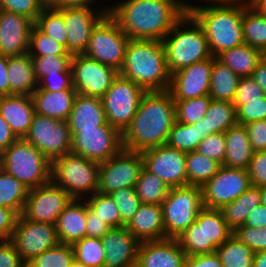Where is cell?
<instances>
[{
    "instance_id": "obj_35",
    "label": "cell",
    "mask_w": 266,
    "mask_h": 267,
    "mask_svg": "<svg viewBox=\"0 0 266 267\" xmlns=\"http://www.w3.org/2000/svg\"><path fill=\"white\" fill-rule=\"evenodd\" d=\"M223 267H253L255 253L233 234L216 249Z\"/></svg>"
},
{
    "instance_id": "obj_50",
    "label": "cell",
    "mask_w": 266,
    "mask_h": 267,
    "mask_svg": "<svg viewBox=\"0 0 266 267\" xmlns=\"http://www.w3.org/2000/svg\"><path fill=\"white\" fill-rule=\"evenodd\" d=\"M121 214L122 226H126L142 204L135 187L121 188L109 194Z\"/></svg>"
},
{
    "instance_id": "obj_55",
    "label": "cell",
    "mask_w": 266,
    "mask_h": 267,
    "mask_svg": "<svg viewBox=\"0 0 266 267\" xmlns=\"http://www.w3.org/2000/svg\"><path fill=\"white\" fill-rule=\"evenodd\" d=\"M265 94L264 90L250 76L242 77L237 86L233 104L237 109L245 101L260 100Z\"/></svg>"
},
{
    "instance_id": "obj_37",
    "label": "cell",
    "mask_w": 266,
    "mask_h": 267,
    "mask_svg": "<svg viewBox=\"0 0 266 267\" xmlns=\"http://www.w3.org/2000/svg\"><path fill=\"white\" fill-rule=\"evenodd\" d=\"M205 122L209 134L226 132L235 126L237 117L233 102L212 99L205 115Z\"/></svg>"
},
{
    "instance_id": "obj_56",
    "label": "cell",
    "mask_w": 266,
    "mask_h": 267,
    "mask_svg": "<svg viewBox=\"0 0 266 267\" xmlns=\"http://www.w3.org/2000/svg\"><path fill=\"white\" fill-rule=\"evenodd\" d=\"M247 172L250 177L251 186H266V151L254 152Z\"/></svg>"
},
{
    "instance_id": "obj_43",
    "label": "cell",
    "mask_w": 266,
    "mask_h": 267,
    "mask_svg": "<svg viewBox=\"0 0 266 267\" xmlns=\"http://www.w3.org/2000/svg\"><path fill=\"white\" fill-rule=\"evenodd\" d=\"M202 137H199L198 122L185 124L175 121L166 145L185 153L197 150Z\"/></svg>"
},
{
    "instance_id": "obj_31",
    "label": "cell",
    "mask_w": 266,
    "mask_h": 267,
    "mask_svg": "<svg viewBox=\"0 0 266 267\" xmlns=\"http://www.w3.org/2000/svg\"><path fill=\"white\" fill-rule=\"evenodd\" d=\"M264 55L261 50L243 43L223 51L216 58L242 78L251 76Z\"/></svg>"
},
{
    "instance_id": "obj_4",
    "label": "cell",
    "mask_w": 266,
    "mask_h": 267,
    "mask_svg": "<svg viewBox=\"0 0 266 267\" xmlns=\"http://www.w3.org/2000/svg\"><path fill=\"white\" fill-rule=\"evenodd\" d=\"M188 12L202 26L214 57L244 43L243 6L198 4Z\"/></svg>"
},
{
    "instance_id": "obj_16",
    "label": "cell",
    "mask_w": 266,
    "mask_h": 267,
    "mask_svg": "<svg viewBox=\"0 0 266 267\" xmlns=\"http://www.w3.org/2000/svg\"><path fill=\"white\" fill-rule=\"evenodd\" d=\"M72 199L63 188L50 181L28 191L20 215L34 222L56 225L59 215Z\"/></svg>"
},
{
    "instance_id": "obj_14",
    "label": "cell",
    "mask_w": 266,
    "mask_h": 267,
    "mask_svg": "<svg viewBox=\"0 0 266 267\" xmlns=\"http://www.w3.org/2000/svg\"><path fill=\"white\" fill-rule=\"evenodd\" d=\"M251 186L247 169L220 166L202 188L203 206L220 209L236 200Z\"/></svg>"
},
{
    "instance_id": "obj_22",
    "label": "cell",
    "mask_w": 266,
    "mask_h": 267,
    "mask_svg": "<svg viewBox=\"0 0 266 267\" xmlns=\"http://www.w3.org/2000/svg\"><path fill=\"white\" fill-rule=\"evenodd\" d=\"M100 239L105 253L103 267H136L141 242L126 226L113 227Z\"/></svg>"
},
{
    "instance_id": "obj_33",
    "label": "cell",
    "mask_w": 266,
    "mask_h": 267,
    "mask_svg": "<svg viewBox=\"0 0 266 267\" xmlns=\"http://www.w3.org/2000/svg\"><path fill=\"white\" fill-rule=\"evenodd\" d=\"M241 77L213 56L209 96L213 100L233 102Z\"/></svg>"
},
{
    "instance_id": "obj_44",
    "label": "cell",
    "mask_w": 266,
    "mask_h": 267,
    "mask_svg": "<svg viewBox=\"0 0 266 267\" xmlns=\"http://www.w3.org/2000/svg\"><path fill=\"white\" fill-rule=\"evenodd\" d=\"M176 239L187 256L205 254L204 208L198 213L196 221Z\"/></svg>"
},
{
    "instance_id": "obj_12",
    "label": "cell",
    "mask_w": 266,
    "mask_h": 267,
    "mask_svg": "<svg viewBox=\"0 0 266 267\" xmlns=\"http://www.w3.org/2000/svg\"><path fill=\"white\" fill-rule=\"evenodd\" d=\"M71 132L67 121L34 114L24 137L51 162L71 152Z\"/></svg>"
},
{
    "instance_id": "obj_46",
    "label": "cell",
    "mask_w": 266,
    "mask_h": 267,
    "mask_svg": "<svg viewBox=\"0 0 266 267\" xmlns=\"http://www.w3.org/2000/svg\"><path fill=\"white\" fill-rule=\"evenodd\" d=\"M75 263L72 245L58 243L36 256L27 267H72Z\"/></svg>"
},
{
    "instance_id": "obj_49",
    "label": "cell",
    "mask_w": 266,
    "mask_h": 267,
    "mask_svg": "<svg viewBox=\"0 0 266 267\" xmlns=\"http://www.w3.org/2000/svg\"><path fill=\"white\" fill-rule=\"evenodd\" d=\"M34 64L36 80L39 82L47 75L60 74V72L71 71L72 56H40L31 57Z\"/></svg>"
},
{
    "instance_id": "obj_67",
    "label": "cell",
    "mask_w": 266,
    "mask_h": 267,
    "mask_svg": "<svg viewBox=\"0 0 266 267\" xmlns=\"http://www.w3.org/2000/svg\"><path fill=\"white\" fill-rule=\"evenodd\" d=\"M250 77L262 87L266 94V54L259 61L257 67L252 72Z\"/></svg>"
},
{
    "instance_id": "obj_66",
    "label": "cell",
    "mask_w": 266,
    "mask_h": 267,
    "mask_svg": "<svg viewBox=\"0 0 266 267\" xmlns=\"http://www.w3.org/2000/svg\"><path fill=\"white\" fill-rule=\"evenodd\" d=\"M95 0H48V4L54 8L61 7H91L95 8ZM94 3V4H93ZM94 6V7H92Z\"/></svg>"
},
{
    "instance_id": "obj_38",
    "label": "cell",
    "mask_w": 266,
    "mask_h": 267,
    "mask_svg": "<svg viewBox=\"0 0 266 267\" xmlns=\"http://www.w3.org/2000/svg\"><path fill=\"white\" fill-rule=\"evenodd\" d=\"M244 43L266 54V16L259 9L244 8Z\"/></svg>"
},
{
    "instance_id": "obj_28",
    "label": "cell",
    "mask_w": 266,
    "mask_h": 267,
    "mask_svg": "<svg viewBox=\"0 0 266 267\" xmlns=\"http://www.w3.org/2000/svg\"><path fill=\"white\" fill-rule=\"evenodd\" d=\"M67 122L70 131L108 124L101 98L77 94Z\"/></svg>"
},
{
    "instance_id": "obj_18",
    "label": "cell",
    "mask_w": 266,
    "mask_h": 267,
    "mask_svg": "<svg viewBox=\"0 0 266 267\" xmlns=\"http://www.w3.org/2000/svg\"><path fill=\"white\" fill-rule=\"evenodd\" d=\"M143 168L170 188L187 186L186 153L166 144L141 152Z\"/></svg>"
},
{
    "instance_id": "obj_73",
    "label": "cell",
    "mask_w": 266,
    "mask_h": 267,
    "mask_svg": "<svg viewBox=\"0 0 266 267\" xmlns=\"http://www.w3.org/2000/svg\"><path fill=\"white\" fill-rule=\"evenodd\" d=\"M261 204L266 207V186L260 187Z\"/></svg>"
},
{
    "instance_id": "obj_13",
    "label": "cell",
    "mask_w": 266,
    "mask_h": 267,
    "mask_svg": "<svg viewBox=\"0 0 266 267\" xmlns=\"http://www.w3.org/2000/svg\"><path fill=\"white\" fill-rule=\"evenodd\" d=\"M142 169L141 152L122 148L113 157L100 163L97 192L109 195L121 188L135 187Z\"/></svg>"
},
{
    "instance_id": "obj_7",
    "label": "cell",
    "mask_w": 266,
    "mask_h": 267,
    "mask_svg": "<svg viewBox=\"0 0 266 267\" xmlns=\"http://www.w3.org/2000/svg\"><path fill=\"white\" fill-rule=\"evenodd\" d=\"M0 167L29 190L50 182L51 162L25 138L0 154Z\"/></svg>"
},
{
    "instance_id": "obj_30",
    "label": "cell",
    "mask_w": 266,
    "mask_h": 267,
    "mask_svg": "<svg viewBox=\"0 0 266 267\" xmlns=\"http://www.w3.org/2000/svg\"><path fill=\"white\" fill-rule=\"evenodd\" d=\"M226 156L223 166L247 169L254 151L244 125L236 124L225 132Z\"/></svg>"
},
{
    "instance_id": "obj_36",
    "label": "cell",
    "mask_w": 266,
    "mask_h": 267,
    "mask_svg": "<svg viewBox=\"0 0 266 267\" xmlns=\"http://www.w3.org/2000/svg\"><path fill=\"white\" fill-rule=\"evenodd\" d=\"M220 164L207 156L192 151L186 153L187 185L202 187L220 168Z\"/></svg>"
},
{
    "instance_id": "obj_48",
    "label": "cell",
    "mask_w": 266,
    "mask_h": 267,
    "mask_svg": "<svg viewBox=\"0 0 266 267\" xmlns=\"http://www.w3.org/2000/svg\"><path fill=\"white\" fill-rule=\"evenodd\" d=\"M85 201L111 228L122 226L120 211L110 195L95 192L87 197Z\"/></svg>"
},
{
    "instance_id": "obj_62",
    "label": "cell",
    "mask_w": 266,
    "mask_h": 267,
    "mask_svg": "<svg viewBox=\"0 0 266 267\" xmlns=\"http://www.w3.org/2000/svg\"><path fill=\"white\" fill-rule=\"evenodd\" d=\"M186 267H223L216 252L187 256Z\"/></svg>"
},
{
    "instance_id": "obj_34",
    "label": "cell",
    "mask_w": 266,
    "mask_h": 267,
    "mask_svg": "<svg viewBox=\"0 0 266 267\" xmlns=\"http://www.w3.org/2000/svg\"><path fill=\"white\" fill-rule=\"evenodd\" d=\"M205 254L216 252L232 234L233 230L223 219L219 209L204 207Z\"/></svg>"
},
{
    "instance_id": "obj_1",
    "label": "cell",
    "mask_w": 266,
    "mask_h": 267,
    "mask_svg": "<svg viewBox=\"0 0 266 267\" xmlns=\"http://www.w3.org/2000/svg\"><path fill=\"white\" fill-rule=\"evenodd\" d=\"M186 13L177 0H120L110 10L130 39L160 41Z\"/></svg>"
},
{
    "instance_id": "obj_75",
    "label": "cell",
    "mask_w": 266,
    "mask_h": 267,
    "mask_svg": "<svg viewBox=\"0 0 266 267\" xmlns=\"http://www.w3.org/2000/svg\"><path fill=\"white\" fill-rule=\"evenodd\" d=\"M76 267H86V266H81V265L76 264Z\"/></svg>"
},
{
    "instance_id": "obj_23",
    "label": "cell",
    "mask_w": 266,
    "mask_h": 267,
    "mask_svg": "<svg viewBox=\"0 0 266 267\" xmlns=\"http://www.w3.org/2000/svg\"><path fill=\"white\" fill-rule=\"evenodd\" d=\"M186 258L177 239L142 241L136 267H186Z\"/></svg>"
},
{
    "instance_id": "obj_29",
    "label": "cell",
    "mask_w": 266,
    "mask_h": 267,
    "mask_svg": "<svg viewBox=\"0 0 266 267\" xmlns=\"http://www.w3.org/2000/svg\"><path fill=\"white\" fill-rule=\"evenodd\" d=\"M9 95H31L38 87L34 64L26 53L8 57Z\"/></svg>"
},
{
    "instance_id": "obj_2",
    "label": "cell",
    "mask_w": 266,
    "mask_h": 267,
    "mask_svg": "<svg viewBox=\"0 0 266 267\" xmlns=\"http://www.w3.org/2000/svg\"><path fill=\"white\" fill-rule=\"evenodd\" d=\"M176 121L175 101L166 91L146 92L130 125L122 133L124 149L142 152L166 144Z\"/></svg>"
},
{
    "instance_id": "obj_19",
    "label": "cell",
    "mask_w": 266,
    "mask_h": 267,
    "mask_svg": "<svg viewBox=\"0 0 266 267\" xmlns=\"http://www.w3.org/2000/svg\"><path fill=\"white\" fill-rule=\"evenodd\" d=\"M97 8L63 7V19L67 28V51L70 54H83L93 29L110 14L111 5H102L99 10Z\"/></svg>"
},
{
    "instance_id": "obj_17",
    "label": "cell",
    "mask_w": 266,
    "mask_h": 267,
    "mask_svg": "<svg viewBox=\"0 0 266 267\" xmlns=\"http://www.w3.org/2000/svg\"><path fill=\"white\" fill-rule=\"evenodd\" d=\"M73 87L77 94L102 97L112 85L119 71L83 54L71 59Z\"/></svg>"
},
{
    "instance_id": "obj_10",
    "label": "cell",
    "mask_w": 266,
    "mask_h": 267,
    "mask_svg": "<svg viewBox=\"0 0 266 267\" xmlns=\"http://www.w3.org/2000/svg\"><path fill=\"white\" fill-rule=\"evenodd\" d=\"M146 91L120 74L101 97L107 123L121 133L130 125Z\"/></svg>"
},
{
    "instance_id": "obj_71",
    "label": "cell",
    "mask_w": 266,
    "mask_h": 267,
    "mask_svg": "<svg viewBox=\"0 0 266 267\" xmlns=\"http://www.w3.org/2000/svg\"><path fill=\"white\" fill-rule=\"evenodd\" d=\"M198 131H199V137H202V140L210 135L207 131L205 117L202 120L198 121Z\"/></svg>"
},
{
    "instance_id": "obj_3",
    "label": "cell",
    "mask_w": 266,
    "mask_h": 267,
    "mask_svg": "<svg viewBox=\"0 0 266 267\" xmlns=\"http://www.w3.org/2000/svg\"><path fill=\"white\" fill-rule=\"evenodd\" d=\"M119 74L132 80L146 92L168 90L171 75L163 42L130 39Z\"/></svg>"
},
{
    "instance_id": "obj_61",
    "label": "cell",
    "mask_w": 266,
    "mask_h": 267,
    "mask_svg": "<svg viewBox=\"0 0 266 267\" xmlns=\"http://www.w3.org/2000/svg\"><path fill=\"white\" fill-rule=\"evenodd\" d=\"M18 216L14 210L0 206V241L11 239Z\"/></svg>"
},
{
    "instance_id": "obj_53",
    "label": "cell",
    "mask_w": 266,
    "mask_h": 267,
    "mask_svg": "<svg viewBox=\"0 0 266 267\" xmlns=\"http://www.w3.org/2000/svg\"><path fill=\"white\" fill-rule=\"evenodd\" d=\"M237 123L241 125L266 120V95L260 100L245 101L236 109Z\"/></svg>"
},
{
    "instance_id": "obj_68",
    "label": "cell",
    "mask_w": 266,
    "mask_h": 267,
    "mask_svg": "<svg viewBox=\"0 0 266 267\" xmlns=\"http://www.w3.org/2000/svg\"><path fill=\"white\" fill-rule=\"evenodd\" d=\"M253 267H266V250L255 253Z\"/></svg>"
},
{
    "instance_id": "obj_26",
    "label": "cell",
    "mask_w": 266,
    "mask_h": 267,
    "mask_svg": "<svg viewBox=\"0 0 266 267\" xmlns=\"http://www.w3.org/2000/svg\"><path fill=\"white\" fill-rule=\"evenodd\" d=\"M77 95L75 89L58 92L38 88L31 94L36 114L67 121Z\"/></svg>"
},
{
    "instance_id": "obj_69",
    "label": "cell",
    "mask_w": 266,
    "mask_h": 267,
    "mask_svg": "<svg viewBox=\"0 0 266 267\" xmlns=\"http://www.w3.org/2000/svg\"><path fill=\"white\" fill-rule=\"evenodd\" d=\"M211 5H239L243 6L245 0H205Z\"/></svg>"
},
{
    "instance_id": "obj_70",
    "label": "cell",
    "mask_w": 266,
    "mask_h": 267,
    "mask_svg": "<svg viewBox=\"0 0 266 267\" xmlns=\"http://www.w3.org/2000/svg\"><path fill=\"white\" fill-rule=\"evenodd\" d=\"M266 4V0H245L243 7L247 9H261Z\"/></svg>"
},
{
    "instance_id": "obj_39",
    "label": "cell",
    "mask_w": 266,
    "mask_h": 267,
    "mask_svg": "<svg viewBox=\"0 0 266 267\" xmlns=\"http://www.w3.org/2000/svg\"><path fill=\"white\" fill-rule=\"evenodd\" d=\"M29 189L0 167V206L22 213Z\"/></svg>"
},
{
    "instance_id": "obj_64",
    "label": "cell",
    "mask_w": 266,
    "mask_h": 267,
    "mask_svg": "<svg viewBox=\"0 0 266 267\" xmlns=\"http://www.w3.org/2000/svg\"><path fill=\"white\" fill-rule=\"evenodd\" d=\"M18 138L12 132L9 124L0 115V154L12 145Z\"/></svg>"
},
{
    "instance_id": "obj_45",
    "label": "cell",
    "mask_w": 266,
    "mask_h": 267,
    "mask_svg": "<svg viewBox=\"0 0 266 267\" xmlns=\"http://www.w3.org/2000/svg\"><path fill=\"white\" fill-rule=\"evenodd\" d=\"M211 100L209 95L186 100H174L176 121L185 124L197 123L205 117Z\"/></svg>"
},
{
    "instance_id": "obj_21",
    "label": "cell",
    "mask_w": 266,
    "mask_h": 267,
    "mask_svg": "<svg viewBox=\"0 0 266 267\" xmlns=\"http://www.w3.org/2000/svg\"><path fill=\"white\" fill-rule=\"evenodd\" d=\"M34 24L23 15L0 9V54L12 57L28 53Z\"/></svg>"
},
{
    "instance_id": "obj_42",
    "label": "cell",
    "mask_w": 266,
    "mask_h": 267,
    "mask_svg": "<svg viewBox=\"0 0 266 267\" xmlns=\"http://www.w3.org/2000/svg\"><path fill=\"white\" fill-rule=\"evenodd\" d=\"M75 263L86 267H103L104 247L98 237H84L73 245Z\"/></svg>"
},
{
    "instance_id": "obj_63",
    "label": "cell",
    "mask_w": 266,
    "mask_h": 267,
    "mask_svg": "<svg viewBox=\"0 0 266 267\" xmlns=\"http://www.w3.org/2000/svg\"><path fill=\"white\" fill-rule=\"evenodd\" d=\"M244 225L257 228L266 227V207L261 203L254 207L246 218Z\"/></svg>"
},
{
    "instance_id": "obj_57",
    "label": "cell",
    "mask_w": 266,
    "mask_h": 267,
    "mask_svg": "<svg viewBox=\"0 0 266 267\" xmlns=\"http://www.w3.org/2000/svg\"><path fill=\"white\" fill-rule=\"evenodd\" d=\"M38 88L52 92L75 89L73 87L72 72L64 71L60 72V74L47 75L38 82Z\"/></svg>"
},
{
    "instance_id": "obj_47",
    "label": "cell",
    "mask_w": 266,
    "mask_h": 267,
    "mask_svg": "<svg viewBox=\"0 0 266 267\" xmlns=\"http://www.w3.org/2000/svg\"><path fill=\"white\" fill-rule=\"evenodd\" d=\"M28 54L31 57L40 56H73L66 47L44 34L35 24L30 32Z\"/></svg>"
},
{
    "instance_id": "obj_11",
    "label": "cell",
    "mask_w": 266,
    "mask_h": 267,
    "mask_svg": "<svg viewBox=\"0 0 266 267\" xmlns=\"http://www.w3.org/2000/svg\"><path fill=\"white\" fill-rule=\"evenodd\" d=\"M71 132V152L102 163L122 148V133L110 124Z\"/></svg>"
},
{
    "instance_id": "obj_52",
    "label": "cell",
    "mask_w": 266,
    "mask_h": 267,
    "mask_svg": "<svg viewBox=\"0 0 266 267\" xmlns=\"http://www.w3.org/2000/svg\"><path fill=\"white\" fill-rule=\"evenodd\" d=\"M196 151L223 165L226 156L225 132L210 134L200 141Z\"/></svg>"
},
{
    "instance_id": "obj_8",
    "label": "cell",
    "mask_w": 266,
    "mask_h": 267,
    "mask_svg": "<svg viewBox=\"0 0 266 267\" xmlns=\"http://www.w3.org/2000/svg\"><path fill=\"white\" fill-rule=\"evenodd\" d=\"M161 208L166 239H176L196 221L204 208L202 188L192 185L172 187Z\"/></svg>"
},
{
    "instance_id": "obj_54",
    "label": "cell",
    "mask_w": 266,
    "mask_h": 267,
    "mask_svg": "<svg viewBox=\"0 0 266 267\" xmlns=\"http://www.w3.org/2000/svg\"><path fill=\"white\" fill-rule=\"evenodd\" d=\"M233 235L251 248L254 253L266 250V227L242 225L233 231Z\"/></svg>"
},
{
    "instance_id": "obj_5",
    "label": "cell",
    "mask_w": 266,
    "mask_h": 267,
    "mask_svg": "<svg viewBox=\"0 0 266 267\" xmlns=\"http://www.w3.org/2000/svg\"><path fill=\"white\" fill-rule=\"evenodd\" d=\"M162 42L170 75L213 57L202 26L189 12L173 26Z\"/></svg>"
},
{
    "instance_id": "obj_65",
    "label": "cell",
    "mask_w": 266,
    "mask_h": 267,
    "mask_svg": "<svg viewBox=\"0 0 266 267\" xmlns=\"http://www.w3.org/2000/svg\"><path fill=\"white\" fill-rule=\"evenodd\" d=\"M9 95L8 57L0 54V97Z\"/></svg>"
},
{
    "instance_id": "obj_6",
    "label": "cell",
    "mask_w": 266,
    "mask_h": 267,
    "mask_svg": "<svg viewBox=\"0 0 266 267\" xmlns=\"http://www.w3.org/2000/svg\"><path fill=\"white\" fill-rule=\"evenodd\" d=\"M100 163L69 152L51 161L50 181L73 199H86L99 187Z\"/></svg>"
},
{
    "instance_id": "obj_74",
    "label": "cell",
    "mask_w": 266,
    "mask_h": 267,
    "mask_svg": "<svg viewBox=\"0 0 266 267\" xmlns=\"http://www.w3.org/2000/svg\"><path fill=\"white\" fill-rule=\"evenodd\" d=\"M259 10L266 16V4Z\"/></svg>"
},
{
    "instance_id": "obj_25",
    "label": "cell",
    "mask_w": 266,
    "mask_h": 267,
    "mask_svg": "<svg viewBox=\"0 0 266 267\" xmlns=\"http://www.w3.org/2000/svg\"><path fill=\"white\" fill-rule=\"evenodd\" d=\"M126 228L140 242L166 239L161 205L142 203Z\"/></svg>"
},
{
    "instance_id": "obj_58",
    "label": "cell",
    "mask_w": 266,
    "mask_h": 267,
    "mask_svg": "<svg viewBox=\"0 0 266 267\" xmlns=\"http://www.w3.org/2000/svg\"><path fill=\"white\" fill-rule=\"evenodd\" d=\"M244 126L253 151H266V120L250 122Z\"/></svg>"
},
{
    "instance_id": "obj_60",
    "label": "cell",
    "mask_w": 266,
    "mask_h": 267,
    "mask_svg": "<svg viewBox=\"0 0 266 267\" xmlns=\"http://www.w3.org/2000/svg\"><path fill=\"white\" fill-rule=\"evenodd\" d=\"M0 267H26L10 240L0 241Z\"/></svg>"
},
{
    "instance_id": "obj_32",
    "label": "cell",
    "mask_w": 266,
    "mask_h": 267,
    "mask_svg": "<svg viewBox=\"0 0 266 267\" xmlns=\"http://www.w3.org/2000/svg\"><path fill=\"white\" fill-rule=\"evenodd\" d=\"M261 203L260 187L250 186L233 202L222 206L219 210L228 226L234 231L244 225L250 211Z\"/></svg>"
},
{
    "instance_id": "obj_9",
    "label": "cell",
    "mask_w": 266,
    "mask_h": 267,
    "mask_svg": "<svg viewBox=\"0 0 266 267\" xmlns=\"http://www.w3.org/2000/svg\"><path fill=\"white\" fill-rule=\"evenodd\" d=\"M129 41L118 22L107 14L93 29L83 55L120 71Z\"/></svg>"
},
{
    "instance_id": "obj_51",
    "label": "cell",
    "mask_w": 266,
    "mask_h": 267,
    "mask_svg": "<svg viewBox=\"0 0 266 267\" xmlns=\"http://www.w3.org/2000/svg\"><path fill=\"white\" fill-rule=\"evenodd\" d=\"M47 5L48 0H0V9L23 15L34 23Z\"/></svg>"
},
{
    "instance_id": "obj_40",
    "label": "cell",
    "mask_w": 266,
    "mask_h": 267,
    "mask_svg": "<svg viewBox=\"0 0 266 267\" xmlns=\"http://www.w3.org/2000/svg\"><path fill=\"white\" fill-rule=\"evenodd\" d=\"M135 190L141 203L161 205L167 197L170 187L157 175L143 168L136 183Z\"/></svg>"
},
{
    "instance_id": "obj_15",
    "label": "cell",
    "mask_w": 266,
    "mask_h": 267,
    "mask_svg": "<svg viewBox=\"0 0 266 267\" xmlns=\"http://www.w3.org/2000/svg\"><path fill=\"white\" fill-rule=\"evenodd\" d=\"M10 241L26 265L59 243L54 224L34 222L21 215L17 218Z\"/></svg>"
},
{
    "instance_id": "obj_20",
    "label": "cell",
    "mask_w": 266,
    "mask_h": 267,
    "mask_svg": "<svg viewBox=\"0 0 266 267\" xmlns=\"http://www.w3.org/2000/svg\"><path fill=\"white\" fill-rule=\"evenodd\" d=\"M213 57L196 62L173 73L168 91L174 100L209 95Z\"/></svg>"
},
{
    "instance_id": "obj_72",
    "label": "cell",
    "mask_w": 266,
    "mask_h": 267,
    "mask_svg": "<svg viewBox=\"0 0 266 267\" xmlns=\"http://www.w3.org/2000/svg\"><path fill=\"white\" fill-rule=\"evenodd\" d=\"M178 1V3L188 12L191 8H193L194 6H195V4H190V3H188V1H184V0H177ZM194 1V0H193ZM200 1H204V3H206L205 2V0H200Z\"/></svg>"
},
{
    "instance_id": "obj_59",
    "label": "cell",
    "mask_w": 266,
    "mask_h": 267,
    "mask_svg": "<svg viewBox=\"0 0 266 267\" xmlns=\"http://www.w3.org/2000/svg\"><path fill=\"white\" fill-rule=\"evenodd\" d=\"M111 227L86 203V236L102 238Z\"/></svg>"
},
{
    "instance_id": "obj_41",
    "label": "cell",
    "mask_w": 266,
    "mask_h": 267,
    "mask_svg": "<svg viewBox=\"0 0 266 267\" xmlns=\"http://www.w3.org/2000/svg\"><path fill=\"white\" fill-rule=\"evenodd\" d=\"M35 25L67 49V28L63 19V7L54 8L48 4L37 17Z\"/></svg>"
},
{
    "instance_id": "obj_24",
    "label": "cell",
    "mask_w": 266,
    "mask_h": 267,
    "mask_svg": "<svg viewBox=\"0 0 266 267\" xmlns=\"http://www.w3.org/2000/svg\"><path fill=\"white\" fill-rule=\"evenodd\" d=\"M35 114L31 95H7L0 97V115L6 120L17 138H24Z\"/></svg>"
},
{
    "instance_id": "obj_27",
    "label": "cell",
    "mask_w": 266,
    "mask_h": 267,
    "mask_svg": "<svg viewBox=\"0 0 266 267\" xmlns=\"http://www.w3.org/2000/svg\"><path fill=\"white\" fill-rule=\"evenodd\" d=\"M55 226L59 243L73 245L86 237L85 199H72L59 215Z\"/></svg>"
}]
</instances>
